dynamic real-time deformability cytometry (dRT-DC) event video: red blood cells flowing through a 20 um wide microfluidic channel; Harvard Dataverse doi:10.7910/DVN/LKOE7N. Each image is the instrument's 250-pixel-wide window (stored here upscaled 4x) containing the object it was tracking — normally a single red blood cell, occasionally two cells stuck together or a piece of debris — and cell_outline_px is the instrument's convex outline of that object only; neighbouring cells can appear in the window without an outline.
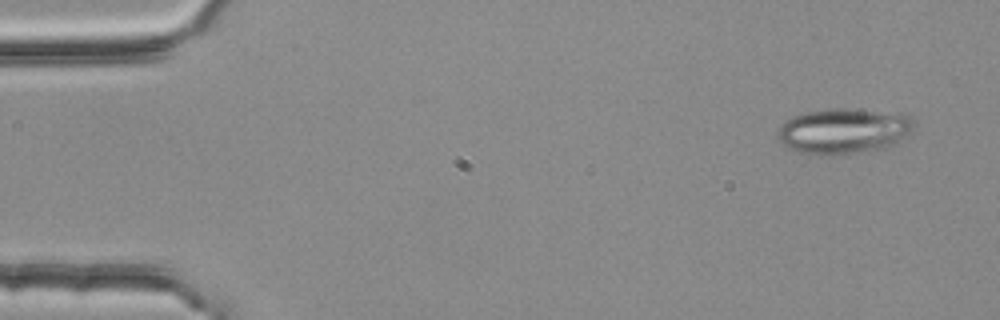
{"species": "common noctule bat (a hibernating species)", "species_latin": "Nyctalus noctula", "temperature_condition": "room temperature", "stored_images_in_passage": 4, "camera_frame_rate_fps": 3000, "um_per_image_px": 0.085, "animal": {"sex": "female", "body_mass_g": 25.1}, "frame": {"image": 1, "passage_image": 1, "time_ms": 0.0, "image_size_px": [1000, 320], "cell_outline_px": [[916, 124], [896, 144], [884, 148], [832, 156], [820, 156], [800, 152], [788, 148], [780, 144], [776, 136], [780, 128], [792, 116], [808, 112], [832, 108], [844, 108], [900, 112], [908, 116]], "centroid_in_image_um": [71.7, 11.14], "position_along_channel_um": 13.3, "area_um2": 36.36}}